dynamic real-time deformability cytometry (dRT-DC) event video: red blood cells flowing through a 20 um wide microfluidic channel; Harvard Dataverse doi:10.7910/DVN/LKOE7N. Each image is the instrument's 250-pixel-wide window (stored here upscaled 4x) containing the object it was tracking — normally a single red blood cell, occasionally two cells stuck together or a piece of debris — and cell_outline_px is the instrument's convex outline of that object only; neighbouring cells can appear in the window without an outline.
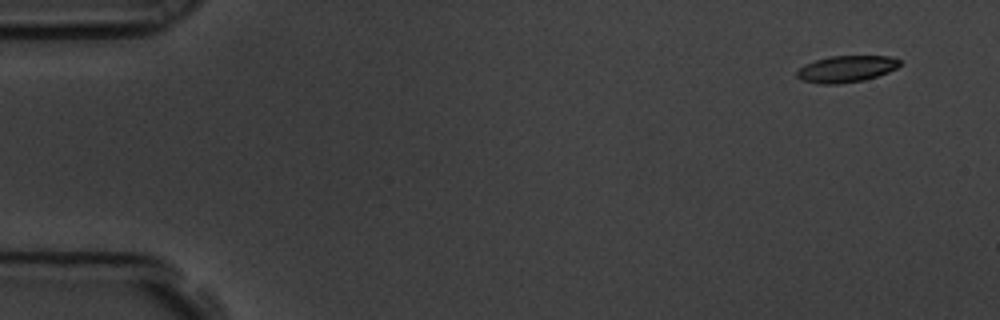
{"species": "common noctule bat (a hibernating species)", "species_latin": "Nyctalus noctula", "temperature_condition": "room temperature", "stored_images_in_passage": 5, "segment_of_instrument_passage": [1, 2], "camera_frame_rate_fps": 3000, "um_per_image_px": 0.085, "animal": {"sex": "male", "body_mass_g": 19.5, "forearm_length_mm": 54.6}, "frame": {"image": 1, "passage_image": 1, "time_ms": 0.0, "image_size_px": [1000, 320], "cell_outline_px": [[900, 64], [896, 68], [888, 72], [864, 80], [840, 84], [820, 84], [804, 80], [796, 76], [796, 72], [804, 64], [828, 56], [892, 56], [900, 60]], "centroid_in_image_um": [71.93, 5.85], "position_along_channel_um": 13.1, "area_um2": 15.9}}
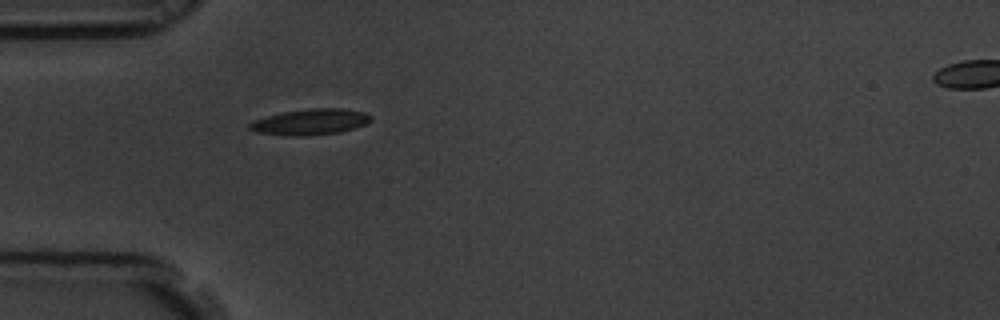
{"frame": {"image": 2, "passage_image": 4, "time_ms": 1.0, "image_size_px": [1000, 320], "cell_outline_px": [[372, 120], [356, 128], [340, 132], [308, 136], [292, 136], [256, 132], [248, 128], [248, 124], [256, 120], [268, 116], [284, 112], [308, 108], [340, 108], [364, 112], [372, 116]], "centroid_in_image_um": [26.41, 10.36], "position_along_channel_um": 58.6, "area_um2": 18.26}}